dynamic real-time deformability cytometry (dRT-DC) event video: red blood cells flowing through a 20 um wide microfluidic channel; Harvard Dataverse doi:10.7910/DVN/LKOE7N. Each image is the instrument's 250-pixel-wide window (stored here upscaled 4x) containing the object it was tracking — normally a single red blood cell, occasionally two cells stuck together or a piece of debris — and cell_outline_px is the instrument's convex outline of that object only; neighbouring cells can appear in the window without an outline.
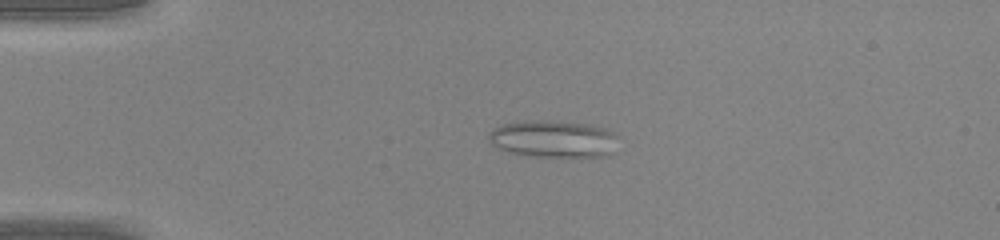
{"species": "common noctule bat (a hibernating species)", "species_latin": "Nyctalus noctula", "temperature_condition": "warm", "stored_images_in_passage": 46, "camera_frame_rate_fps": 3000, "um_per_image_px": 0.085, "animal": {"sex": "male", "body_mass_g": 20.0, "forearm_length_mm": 53.3}, "frame": {"image": 1, "passage_image": 11, "time_ms": 3.333, "image_size_px": [1000, 240], "cell_outline_px": [[620, 136], [612, 152], [608, 156], [528, 156], [508, 152], [492, 144], [488, 140], [488, 132], [504, 124], [524, 120], [548, 120], [588, 124], [604, 128]], "centroid_in_image_um": [47.05, 11.8], "position_along_channel_um": 38.0, "area_um2": 28.09}}
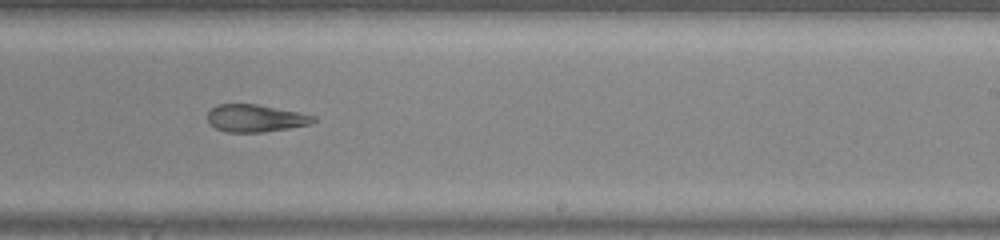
{"frame": {"image": 2, "passage_image": 29, "time_ms": 9.333, "image_size_px": [1000, 240], "cell_outline_px": [[316, 120], [312, 124], [264, 132], [224, 132], [216, 128], [208, 120], [208, 112], [216, 104], [256, 104], [300, 112], [316, 116]], "centroid_in_image_um": [21.74, 10.05], "position_along_channel_um": 267.3, "area_um2": 16.94}}
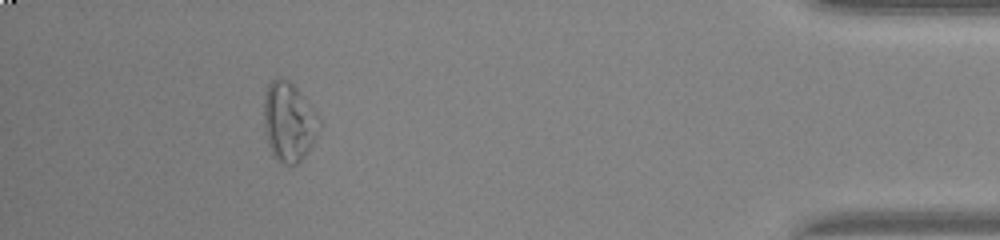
{"frame": {"image": 3, "passage_image": 42, "time_ms": 13.667, "image_size_px": [1000, 240], "cell_outline_px": [[320, 128], [308, 152], [296, 164], [284, 164], [276, 160], [268, 144], [264, 132], [264, 92], [268, 84], [276, 76], [288, 80], [300, 92], [320, 116]], "centroid_in_image_um": [24.54, 10.34], "position_along_channel_um": 410.7, "area_um2": 25.78}}